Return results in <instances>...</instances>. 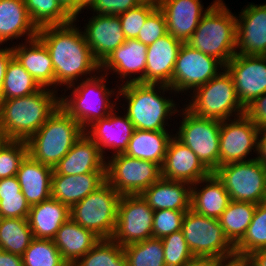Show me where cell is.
<instances>
[{"instance_id": "6da1fadb", "label": "cell", "mask_w": 266, "mask_h": 266, "mask_svg": "<svg viewBox=\"0 0 266 266\" xmlns=\"http://www.w3.org/2000/svg\"><path fill=\"white\" fill-rule=\"evenodd\" d=\"M74 19L64 25H49L38 28L37 38L49 51L55 73L56 85L67 87L77 84L78 78L100 72V63L94 58L83 31L77 28ZM89 74L90 77H87Z\"/></svg>"}, {"instance_id": "7a4b0ae2", "label": "cell", "mask_w": 266, "mask_h": 266, "mask_svg": "<svg viewBox=\"0 0 266 266\" xmlns=\"http://www.w3.org/2000/svg\"><path fill=\"white\" fill-rule=\"evenodd\" d=\"M57 90L42 87L20 98L0 100V126L7 140L27 141L60 106Z\"/></svg>"}, {"instance_id": "3957f363", "label": "cell", "mask_w": 266, "mask_h": 266, "mask_svg": "<svg viewBox=\"0 0 266 266\" xmlns=\"http://www.w3.org/2000/svg\"><path fill=\"white\" fill-rule=\"evenodd\" d=\"M118 89L116 100L119 96L123 95L125 97L124 100L128 103L125 114L135 129L167 130L165 122L168 121V118H171L170 116H174L173 114L179 112L173 99L162 96L168 90L172 93L173 89L167 85L135 82L121 84Z\"/></svg>"}, {"instance_id": "277c9868", "label": "cell", "mask_w": 266, "mask_h": 266, "mask_svg": "<svg viewBox=\"0 0 266 266\" xmlns=\"http://www.w3.org/2000/svg\"><path fill=\"white\" fill-rule=\"evenodd\" d=\"M236 19L225 3L218 0L201 18L186 43L225 66L236 54Z\"/></svg>"}, {"instance_id": "5b68a950", "label": "cell", "mask_w": 266, "mask_h": 266, "mask_svg": "<svg viewBox=\"0 0 266 266\" xmlns=\"http://www.w3.org/2000/svg\"><path fill=\"white\" fill-rule=\"evenodd\" d=\"M84 130L61 106L27 141L28 155L52 168L69 152Z\"/></svg>"}, {"instance_id": "8992f818", "label": "cell", "mask_w": 266, "mask_h": 266, "mask_svg": "<svg viewBox=\"0 0 266 266\" xmlns=\"http://www.w3.org/2000/svg\"><path fill=\"white\" fill-rule=\"evenodd\" d=\"M99 75L83 79L82 82H78L79 85L66 87L67 91L73 88L72 93L68 97L64 95L60 97V106L80 124L83 130L93 122L106 118L115 109L113 101H110L115 91L109 90L105 85L108 76L105 73H101L100 77Z\"/></svg>"}, {"instance_id": "52a82bcc", "label": "cell", "mask_w": 266, "mask_h": 266, "mask_svg": "<svg viewBox=\"0 0 266 266\" xmlns=\"http://www.w3.org/2000/svg\"><path fill=\"white\" fill-rule=\"evenodd\" d=\"M221 71L191 93L192 101L185 106L194 115L224 121L244 114L231 74L225 67Z\"/></svg>"}, {"instance_id": "ba28073f", "label": "cell", "mask_w": 266, "mask_h": 266, "mask_svg": "<svg viewBox=\"0 0 266 266\" xmlns=\"http://www.w3.org/2000/svg\"><path fill=\"white\" fill-rule=\"evenodd\" d=\"M121 195L106 181L70 208V218L101 239L113 237Z\"/></svg>"}, {"instance_id": "9c48e42d", "label": "cell", "mask_w": 266, "mask_h": 266, "mask_svg": "<svg viewBox=\"0 0 266 266\" xmlns=\"http://www.w3.org/2000/svg\"><path fill=\"white\" fill-rule=\"evenodd\" d=\"M175 137L189 147L202 164L214 173L219 167L221 121L194 115L185 106Z\"/></svg>"}, {"instance_id": "30bf717a", "label": "cell", "mask_w": 266, "mask_h": 266, "mask_svg": "<svg viewBox=\"0 0 266 266\" xmlns=\"http://www.w3.org/2000/svg\"><path fill=\"white\" fill-rule=\"evenodd\" d=\"M214 173L232 201L254 204L266 201V166L256 157L219 166Z\"/></svg>"}, {"instance_id": "8fae6325", "label": "cell", "mask_w": 266, "mask_h": 266, "mask_svg": "<svg viewBox=\"0 0 266 266\" xmlns=\"http://www.w3.org/2000/svg\"><path fill=\"white\" fill-rule=\"evenodd\" d=\"M181 230L194 256L216 258L235 251L217 218L198 214L190 208L183 217Z\"/></svg>"}, {"instance_id": "7c38bea8", "label": "cell", "mask_w": 266, "mask_h": 266, "mask_svg": "<svg viewBox=\"0 0 266 266\" xmlns=\"http://www.w3.org/2000/svg\"><path fill=\"white\" fill-rule=\"evenodd\" d=\"M162 177L161 166L124 153L106 161V181L122 195H138Z\"/></svg>"}, {"instance_id": "4fadbf2b", "label": "cell", "mask_w": 266, "mask_h": 266, "mask_svg": "<svg viewBox=\"0 0 266 266\" xmlns=\"http://www.w3.org/2000/svg\"><path fill=\"white\" fill-rule=\"evenodd\" d=\"M153 215L154 211L141 194L122 195L112 239L121 247H125L152 238Z\"/></svg>"}, {"instance_id": "5bb4252c", "label": "cell", "mask_w": 266, "mask_h": 266, "mask_svg": "<svg viewBox=\"0 0 266 266\" xmlns=\"http://www.w3.org/2000/svg\"><path fill=\"white\" fill-rule=\"evenodd\" d=\"M225 67L219 60L182 43L176 59L171 88L174 92L195 90L215 77Z\"/></svg>"}, {"instance_id": "9a60e30c", "label": "cell", "mask_w": 266, "mask_h": 266, "mask_svg": "<svg viewBox=\"0 0 266 266\" xmlns=\"http://www.w3.org/2000/svg\"><path fill=\"white\" fill-rule=\"evenodd\" d=\"M258 133V127L245 114L221 121L219 166L248 161L252 150L257 153Z\"/></svg>"}, {"instance_id": "2e32d148", "label": "cell", "mask_w": 266, "mask_h": 266, "mask_svg": "<svg viewBox=\"0 0 266 266\" xmlns=\"http://www.w3.org/2000/svg\"><path fill=\"white\" fill-rule=\"evenodd\" d=\"M225 68L233 78L244 108L266 93V56L235 54Z\"/></svg>"}, {"instance_id": "e0dca14e", "label": "cell", "mask_w": 266, "mask_h": 266, "mask_svg": "<svg viewBox=\"0 0 266 266\" xmlns=\"http://www.w3.org/2000/svg\"><path fill=\"white\" fill-rule=\"evenodd\" d=\"M236 18V54L266 56V3L248 4Z\"/></svg>"}, {"instance_id": "ac0fdd59", "label": "cell", "mask_w": 266, "mask_h": 266, "mask_svg": "<svg viewBox=\"0 0 266 266\" xmlns=\"http://www.w3.org/2000/svg\"><path fill=\"white\" fill-rule=\"evenodd\" d=\"M210 174L211 172L189 147L175 136L170 139L161 166L162 178L183 181L192 185Z\"/></svg>"}, {"instance_id": "d6986e66", "label": "cell", "mask_w": 266, "mask_h": 266, "mask_svg": "<svg viewBox=\"0 0 266 266\" xmlns=\"http://www.w3.org/2000/svg\"><path fill=\"white\" fill-rule=\"evenodd\" d=\"M217 1L204 10L200 0H161L158 8L165 16L167 33L186 43L195 32L201 18Z\"/></svg>"}, {"instance_id": "ffe728a7", "label": "cell", "mask_w": 266, "mask_h": 266, "mask_svg": "<svg viewBox=\"0 0 266 266\" xmlns=\"http://www.w3.org/2000/svg\"><path fill=\"white\" fill-rule=\"evenodd\" d=\"M148 46L137 39H126L117 49H115L101 64L100 72H106L110 69L113 73L120 75L124 84L140 82L145 84V69L147 60ZM140 76L135 77L136 74ZM132 74L134 75L132 77ZM132 77V78H131Z\"/></svg>"}, {"instance_id": "44dd1931", "label": "cell", "mask_w": 266, "mask_h": 266, "mask_svg": "<svg viewBox=\"0 0 266 266\" xmlns=\"http://www.w3.org/2000/svg\"><path fill=\"white\" fill-rule=\"evenodd\" d=\"M89 19L83 34L92 55L101 64L126 41V37L118 15L97 14Z\"/></svg>"}, {"instance_id": "7402d4cb", "label": "cell", "mask_w": 266, "mask_h": 266, "mask_svg": "<svg viewBox=\"0 0 266 266\" xmlns=\"http://www.w3.org/2000/svg\"><path fill=\"white\" fill-rule=\"evenodd\" d=\"M115 111L116 109L106 118L93 122L84 130V133L97 144L103 157L106 148L113 149L112 155L124 153L135 130L126 114L120 117Z\"/></svg>"}, {"instance_id": "603a6c76", "label": "cell", "mask_w": 266, "mask_h": 266, "mask_svg": "<svg viewBox=\"0 0 266 266\" xmlns=\"http://www.w3.org/2000/svg\"><path fill=\"white\" fill-rule=\"evenodd\" d=\"M182 43L167 33L148 46L145 84H162L171 88L173 71Z\"/></svg>"}, {"instance_id": "cb8c5ba5", "label": "cell", "mask_w": 266, "mask_h": 266, "mask_svg": "<svg viewBox=\"0 0 266 266\" xmlns=\"http://www.w3.org/2000/svg\"><path fill=\"white\" fill-rule=\"evenodd\" d=\"M106 173V160L97 144L85 133L69 152L55 165L52 175Z\"/></svg>"}, {"instance_id": "d4e9b609", "label": "cell", "mask_w": 266, "mask_h": 266, "mask_svg": "<svg viewBox=\"0 0 266 266\" xmlns=\"http://www.w3.org/2000/svg\"><path fill=\"white\" fill-rule=\"evenodd\" d=\"M29 44V45H27ZM18 46V47H17ZM13 56L41 87L55 88V73L46 46L36 37L12 47Z\"/></svg>"}, {"instance_id": "484cf974", "label": "cell", "mask_w": 266, "mask_h": 266, "mask_svg": "<svg viewBox=\"0 0 266 266\" xmlns=\"http://www.w3.org/2000/svg\"><path fill=\"white\" fill-rule=\"evenodd\" d=\"M141 196L153 210H181L191 208V184L183 181L167 180L160 178L147 189Z\"/></svg>"}, {"instance_id": "4316f807", "label": "cell", "mask_w": 266, "mask_h": 266, "mask_svg": "<svg viewBox=\"0 0 266 266\" xmlns=\"http://www.w3.org/2000/svg\"><path fill=\"white\" fill-rule=\"evenodd\" d=\"M106 182V173L52 175L51 197L71 208Z\"/></svg>"}, {"instance_id": "83f0119b", "label": "cell", "mask_w": 266, "mask_h": 266, "mask_svg": "<svg viewBox=\"0 0 266 266\" xmlns=\"http://www.w3.org/2000/svg\"><path fill=\"white\" fill-rule=\"evenodd\" d=\"M53 168L32 159L29 155L17 171L21 191L31 206L51 198Z\"/></svg>"}, {"instance_id": "f1b7e54d", "label": "cell", "mask_w": 266, "mask_h": 266, "mask_svg": "<svg viewBox=\"0 0 266 266\" xmlns=\"http://www.w3.org/2000/svg\"><path fill=\"white\" fill-rule=\"evenodd\" d=\"M202 183L204 185V187L202 185V189L196 186ZM230 201V196L223 182L215 173H211L191 185V209L198 214L218 219Z\"/></svg>"}, {"instance_id": "f546056e", "label": "cell", "mask_w": 266, "mask_h": 266, "mask_svg": "<svg viewBox=\"0 0 266 266\" xmlns=\"http://www.w3.org/2000/svg\"><path fill=\"white\" fill-rule=\"evenodd\" d=\"M101 238L69 218L57 231L53 241L65 262L72 266L91 250Z\"/></svg>"}, {"instance_id": "4dcf8cb0", "label": "cell", "mask_w": 266, "mask_h": 266, "mask_svg": "<svg viewBox=\"0 0 266 266\" xmlns=\"http://www.w3.org/2000/svg\"><path fill=\"white\" fill-rule=\"evenodd\" d=\"M69 218L70 208L51 197L31 206L27 220L34 238L53 240Z\"/></svg>"}, {"instance_id": "1f68e13d", "label": "cell", "mask_w": 266, "mask_h": 266, "mask_svg": "<svg viewBox=\"0 0 266 266\" xmlns=\"http://www.w3.org/2000/svg\"><path fill=\"white\" fill-rule=\"evenodd\" d=\"M37 34L38 28L29 17L24 0H0V45L27 35L26 42Z\"/></svg>"}, {"instance_id": "d6a6232c", "label": "cell", "mask_w": 266, "mask_h": 266, "mask_svg": "<svg viewBox=\"0 0 266 266\" xmlns=\"http://www.w3.org/2000/svg\"><path fill=\"white\" fill-rule=\"evenodd\" d=\"M173 136L169 135L167 130L135 129L124 154L162 166L168 143Z\"/></svg>"}, {"instance_id": "836d02e7", "label": "cell", "mask_w": 266, "mask_h": 266, "mask_svg": "<svg viewBox=\"0 0 266 266\" xmlns=\"http://www.w3.org/2000/svg\"><path fill=\"white\" fill-rule=\"evenodd\" d=\"M257 204L230 201L226 210L218 218L225 236L235 246L245 235L252 221Z\"/></svg>"}, {"instance_id": "e575fe53", "label": "cell", "mask_w": 266, "mask_h": 266, "mask_svg": "<svg viewBox=\"0 0 266 266\" xmlns=\"http://www.w3.org/2000/svg\"><path fill=\"white\" fill-rule=\"evenodd\" d=\"M34 239L28 220L24 218H1L0 249L23 256Z\"/></svg>"}, {"instance_id": "d590c367", "label": "cell", "mask_w": 266, "mask_h": 266, "mask_svg": "<svg viewBox=\"0 0 266 266\" xmlns=\"http://www.w3.org/2000/svg\"><path fill=\"white\" fill-rule=\"evenodd\" d=\"M41 88L42 87L13 56L6 68L1 92V100L27 96L32 93H36Z\"/></svg>"}, {"instance_id": "8d00e7d4", "label": "cell", "mask_w": 266, "mask_h": 266, "mask_svg": "<svg viewBox=\"0 0 266 266\" xmlns=\"http://www.w3.org/2000/svg\"><path fill=\"white\" fill-rule=\"evenodd\" d=\"M30 211L16 176L0 179V216L1 218L27 219Z\"/></svg>"}, {"instance_id": "74e56055", "label": "cell", "mask_w": 266, "mask_h": 266, "mask_svg": "<svg viewBox=\"0 0 266 266\" xmlns=\"http://www.w3.org/2000/svg\"><path fill=\"white\" fill-rule=\"evenodd\" d=\"M72 266H127V258L123 247L112 238L101 239Z\"/></svg>"}, {"instance_id": "f35d334b", "label": "cell", "mask_w": 266, "mask_h": 266, "mask_svg": "<svg viewBox=\"0 0 266 266\" xmlns=\"http://www.w3.org/2000/svg\"><path fill=\"white\" fill-rule=\"evenodd\" d=\"M31 21L37 28L49 25H64L73 18L57 0H24Z\"/></svg>"}, {"instance_id": "ab89813d", "label": "cell", "mask_w": 266, "mask_h": 266, "mask_svg": "<svg viewBox=\"0 0 266 266\" xmlns=\"http://www.w3.org/2000/svg\"><path fill=\"white\" fill-rule=\"evenodd\" d=\"M127 266H165L162 240L149 238L123 247Z\"/></svg>"}, {"instance_id": "60d3db41", "label": "cell", "mask_w": 266, "mask_h": 266, "mask_svg": "<svg viewBox=\"0 0 266 266\" xmlns=\"http://www.w3.org/2000/svg\"><path fill=\"white\" fill-rule=\"evenodd\" d=\"M266 248V201L257 204L252 221L243 238L235 245V252L250 255Z\"/></svg>"}, {"instance_id": "b9f144b4", "label": "cell", "mask_w": 266, "mask_h": 266, "mask_svg": "<svg viewBox=\"0 0 266 266\" xmlns=\"http://www.w3.org/2000/svg\"><path fill=\"white\" fill-rule=\"evenodd\" d=\"M22 258L23 266H69L49 239L34 238Z\"/></svg>"}, {"instance_id": "7bdbcfd3", "label": "cell", "mask_w": 266, "mask_h": 266, "mask_svg": "<svg viewBox=\"0 0 266 266\" xmlns=\"http://www.w3.org/2000/svg\"><path fill=\"white\" fill-rule=\"evenodd\" d=\"M27 155L26 141L6 139L0 145V179L16 176L21 162Z\"/></svg>"}, {"instance_id": "ee69618b", "label": "cell", "mask_w": 266, "mask_h": 266, "mask_svg": "<svg viewBox=\"0 0 266 266\" xmlns=\"http://www.w3.org/2000/svg\"><path fill=\"white\" fill-rule=\"evenodd\" d=\"M164 249L165 266H182L194 257L184 238L182 230L161 239Z\"/></svg>"}, {"instance_id": "f6af8a7d", "label": "cell", "mask_w": 266, "mask_h": 266, "mask_svg": "<svg viewBox=\"0 0 266 266\" xmlns=\"http://www.w3.org/2000/svg\"><path fill=\"white\" fill-rule=\"evenodd\" d=\"M158 6L142 2L138 6L118 15L126 39H136L148 16Z\"/></svg>"}, {"instance_id": "bcb514c9", "label": "cell", "mask_w": 266, "mask_h": 266, "mask_svg": "<svg viewBox=\"0 0 266 266\" xmlns=\"http://www.w3.org/2000/svg\"><path fill=\"white\" fill-rule=\"evenodd\" d=\"M187 211L156 210L153 215V237L162 239L182 228V220Z\"/></svg>"}, {"instance_id": "7dc6e473", "label": "cell", "mask_w": 266, "mask_h": 266, "mask_svg": "<svg viewBox=\"0 0 266 266\" xmlns=\"http://www.w3.org/2000/svg\"><path fill=\"white\" fill-rule=\"evenodd\" d=\"M165 34H167L166 19L157 7L146 19L136 39L149 46Z\"/></svg>"}, {"instance_id": "c3c4849f", "label": "cell", "mask_w": 266, "mask_h": 266, "mask_svg": "<svg viewBox=\"0 0 266 266\" xmlns=\"http://www.w3.org/2000/svg\"><path fill=\"white\" fill-rule=\"evenodd\" d=\"M141 3V0H97L91 9L96 14L119 15Z\"/></svg>"}, {"instance_id": "681fc988", "label": "cell", "mask_w": 266, "mask_h": 266, "mask_svg": "<svg viewBox=\"0 0 266 266\" xmlns=\"http://www.w3.org/2000/svg\"><path fill=\"white\" fill-rule=\"evenodd\" d=\"M244 114L258 129L266 128V93L249 103L245 107Z\"/></svg>"}, {"instance_id": "f907efd6", "label": "cell", "mask_w": 266, "mask_h": 266, "mask_svg": "<svg viewBox=\"0 0 266 266\" xmlns=\"http://www.w3.org/2000/svg\"><path fill=\"white\" fill-rule=\"evenodd\" d=\"M211 266H251L249 255L233 252L229 255L211 258Z\"/></svg>"}, {"instance_id": "816d5d0a", "label": "cell", "mask_w": 266, "mask_h": 266, "mask_svg": "<svg viewBox=\"0 0 266 266\" xmlns=\"http://www.w3.org/2000/svg\"><path fill=\"white\" fill-rule=\"evenodd\" d=\"M12 57H13L12 46L11 48L10 47L9 48L5 47L4 49L0 48V100H1V92H2L3 81L5 78L6 68Z\"/></svg>"}, {"instance_id": "f5cc1de1", "label": "cell", "mask_w": 266, "mask_h": 266, "mask_svg": "<svg viewBox=\"0 0 266 266\" xmlns=\"http://www.w3.org/2000/svg\"><path fill=\"white\" fill-rule=\"evenodd\" d=\"M0 266H23V258L0 249Z\"/></svg>"}, {"instance_id": "db71d44e", "label": "cell", "mask_w": 266, "mask_h": 266, "mask_svg": "<svg viewBox=\"0 0 266 266\" xmlns=\"http://www.w3.org/2000/svg\"><path fill=\"white\" fill-rule=\"evenodd\" d=\"M256 159L266 166V128L259 129Z\"/></svg>"}, {"instance_id": "11a10c76", "label": "cell", "mask_w": 266, "mask_h": 266, "mask_svg": "<svg viewBox=\"0 0 266 266\" xmlns=\"http://www.w3.org/2000/svg\"><path fill=\"white\" fill-rule=\"evenodd\" d=\"M62 8L76 21L78 17V0H57Z\"/></svg>"}, {"instance_id": "9f6ffc18", "label": "cell", "mask_w": 266, "mask_h": 266, "mask_svg": "<svg viewBox=\"0 0 266 266\" xmlns=\"http://www.w3.org/2000/svg\"><path fill=\"white\" fill-rule=\"evenodd\" d=\"M249 258L251 266H266V248L252 252Z\"/></svg>"}, {"instance_id": "6f0895ef", "label": "cell", "mask_w": 266, "mask_h": 266, "mask_svg": "<svg viewBox=\"0 0 266 266\" xmlns=\"http://www.w3.org/2000/svg\"><path fill=\"white\" fill-rule=\"evenodd\" d=\"M182 266H211V257L194 256Z\"/></svg>"}, {"instance_id": "680465c9", "label": "cell", "mask_w": 266, "mask_h": 266, "mask_svg": "<svg viewBox=\"0 0 266 266\" xmlns=\"http://www.w3.org/2000/svg\"><path fill=\"white\" fill-rule=\"evenodd\" d=\"M96 2L97 0H78V15L82 11V9H86V7H89V9L91 10Z\"/></svg>"}, {"instance_id": "91938a15", "label": "cell", "mask_w": 266, "mask_h": 266, "mask_svg": "<svg viewBox=\"0 0 266 266\" xmlns=\"http://www.w3.org/2000/svg\"><path fill=\"white\" fill-rule=\"evenodd\" d=\"M141 2H148V3H152L158 6L161 0H141Z\"/></svg>"}, {"instance_id": "94428289", "label": "cell", "mask_w": 266, "mask_h": 266, "mask_svg": "<svg viewBox=\"0 0 266 266\" xmlns=\"http://www.w3.org/2000/svg\"><path fill=\"white\" fill-rule=\"evenodd\" d=\"M6 140L4 134H3V131H2V128L0 126V145Z\"/></svg>"}]
</instances>
